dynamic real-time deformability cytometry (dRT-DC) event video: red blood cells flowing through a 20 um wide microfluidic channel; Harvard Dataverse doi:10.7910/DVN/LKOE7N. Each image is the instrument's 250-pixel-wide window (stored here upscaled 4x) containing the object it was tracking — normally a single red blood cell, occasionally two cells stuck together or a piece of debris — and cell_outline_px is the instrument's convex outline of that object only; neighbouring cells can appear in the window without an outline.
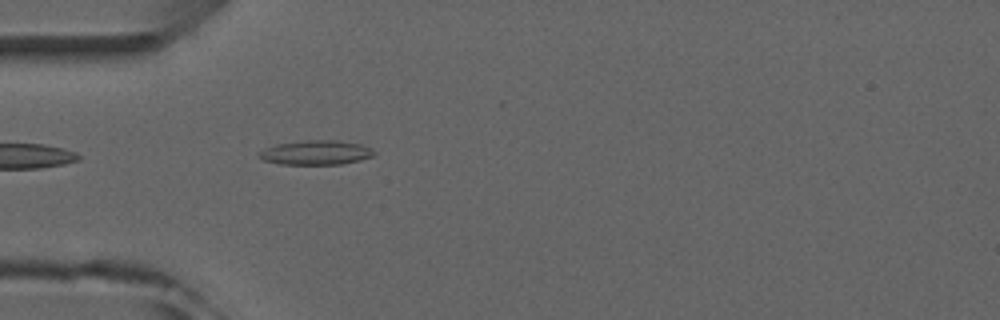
{"species": "common noctule bat (a hibernating species)", "species_latin": "Nyctalus noctula", "temperature_condition": "room temperature", "stored_images_in_passage": 4, "camera_frame_rate_fps": 3000, "um_per_image_px": 0.085, "animal": {"sex": "male", "forearm_length_mm": 52.5}, "frame": {"image": 1, "passage_image": 4, "time_ms": 3.333, "image_size_px": [1000, 320], "cell_outline_px": [[376, 152], [372, 156], [360, 160], [340, 164], [280, 164], [264, 160], [256, 156], [256, 152], [264, 148], [276, 144], [308, 140], [336, 140], [360, 144], [372, 148]], "centroid_in_image_um": [26.81, 12.96], "position_along_channel_um": 58.2, "area_um2": 16.42}}